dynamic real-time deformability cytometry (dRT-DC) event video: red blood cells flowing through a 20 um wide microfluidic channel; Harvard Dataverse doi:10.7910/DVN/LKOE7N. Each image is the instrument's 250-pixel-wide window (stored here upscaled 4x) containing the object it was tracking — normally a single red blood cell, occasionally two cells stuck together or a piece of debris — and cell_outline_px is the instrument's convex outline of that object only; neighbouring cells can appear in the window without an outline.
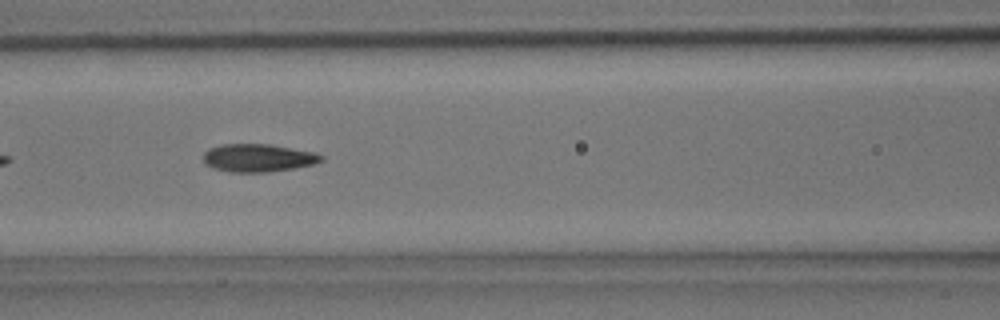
{"species": "common noctule bat (a hibernating species)", "species_latin": "Nyctalus noctula", "temperature_condition": "room temperature", "stored_images_in_passage": 17, "camera_frame_rate_fps": 3000, "um_per_image_px": 0.085, "animal": {"sex": "male", "body_mass_g": 15.6}, "frame": {"image": 1, "passage_image": 8, "time_ms": 2.333, "image_size_px": [1000, 320], "cell_outline_px": [[324, 160], [312, 164], [296, 168], [268, 172], [232, 172], [216, 168], [208, 164], [204, 160], [204, 152], [208, 148], [220, 144], [268, 144], [316, 152], [324, 156]], "centroid_in_image_um": [21.98, 13.41], "position_along_channel_um": 144.6, "area_um2": 19.13}}